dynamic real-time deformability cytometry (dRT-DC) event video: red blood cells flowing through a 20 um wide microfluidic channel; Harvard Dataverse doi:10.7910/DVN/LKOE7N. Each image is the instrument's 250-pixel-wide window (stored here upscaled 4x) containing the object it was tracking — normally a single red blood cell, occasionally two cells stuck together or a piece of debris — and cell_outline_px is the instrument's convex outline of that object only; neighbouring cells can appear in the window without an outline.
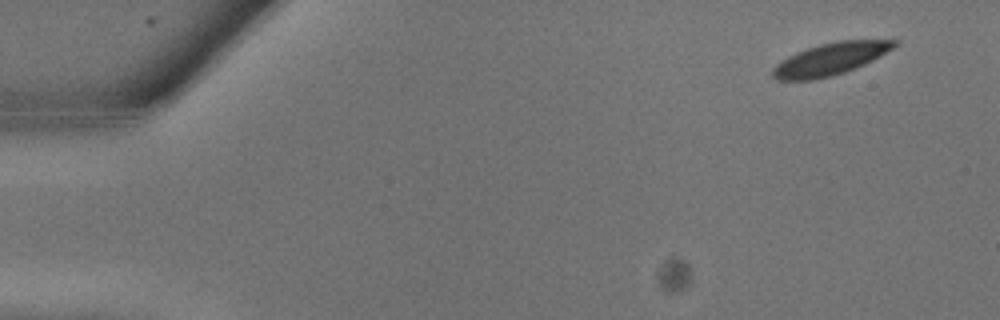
{"species": "common noctule bat (a hibernating species)", "species_latin": "Nyctalus noctula", "temperature_condition": "warm", "stored_images_in_passage": 10, "camera_frame_rate_fps": 3000, "um_per_image_px": 0.085, "animal": {"sex": "male", "body_mass_g": 13.3}, "frame": {"image": 1, "passage_image": 2, "time_ms": 0.333, "image_size_px": [1000, 320], "cell_outline_px": [[900, 44], [880, 56], [864, 64], [844, 72], [832, 76], [812, 80], [776, 80], [772, 76], [772, 68], [780, 60], [796, 52], [820, 44], [836, 40], [900, 40]], "centroid_in_image_um": [70.57, 5.01], "position_along_channel_um": 14.4, "area_um2": 22.89}}
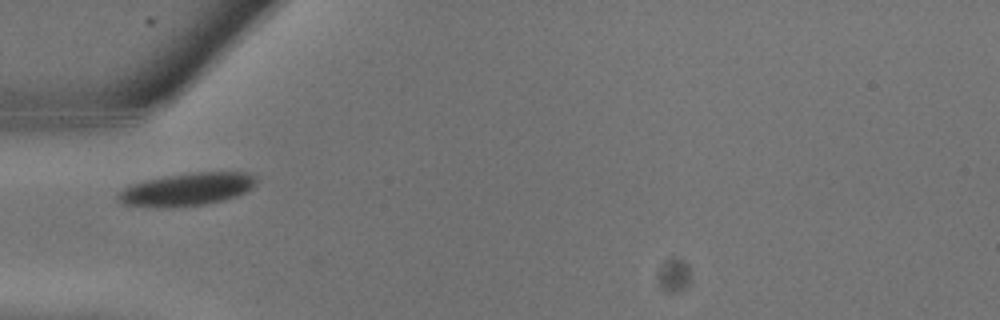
{"frame": {"image": 2, "passage_image": 9, "time_ms": 2.667, "image_size_px": [1000, 320], "cell_outline_px": [[256, 180], [252, 188], [236, 196], [204, 204], [124, 204], [116, 196], [124, 188], [144, 180], [192, 172], [244, 172], [256, 176]], "centroid_in_image_um": [15.99, 16.02], "position_along_channel_um": 69.0, "area_um2": 24.8}}